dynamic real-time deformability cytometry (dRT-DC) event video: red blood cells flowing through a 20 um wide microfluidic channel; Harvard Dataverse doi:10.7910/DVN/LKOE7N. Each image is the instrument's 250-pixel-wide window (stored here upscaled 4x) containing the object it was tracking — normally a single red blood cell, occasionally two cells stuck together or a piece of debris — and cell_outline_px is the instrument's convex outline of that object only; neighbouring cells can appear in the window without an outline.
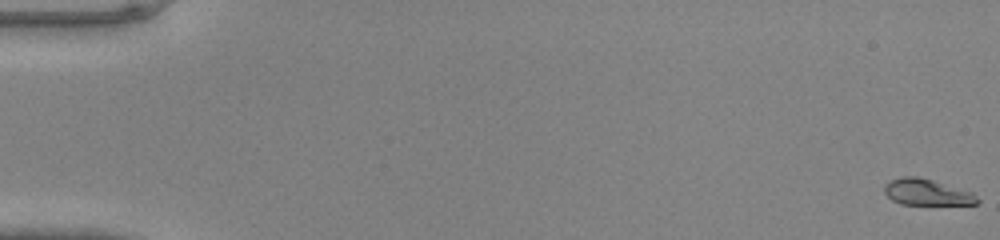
{"species": "common noctule bat (a hibernating species)", "species_latin": "Nyctalus noctula", "temperature_condition": "warm", "stored_images_in_passage": 49, "camera_frame_rate_fps": 3000, "um_per_image_px": 0.085, "animal": {"sex": "male", "body_mass_g": 20.0, "forearm_length_mm": 53.3}, "frame": {"image": 1, "passage_image": 1, "time_ms": 0.0, "image_size_px": [1000, 240], "cell_outline_px": [[980, 200], [976, 204], [900, 204], [892, 200], [884, 192], [884, 184], [888, 180], [900, 176], [916, 176], [932, 180], [972, 192]], "centroid_in_image_um": [78.73, 16.32], "position_along_channel_um": 6.3, "area_um2": 14.16}}
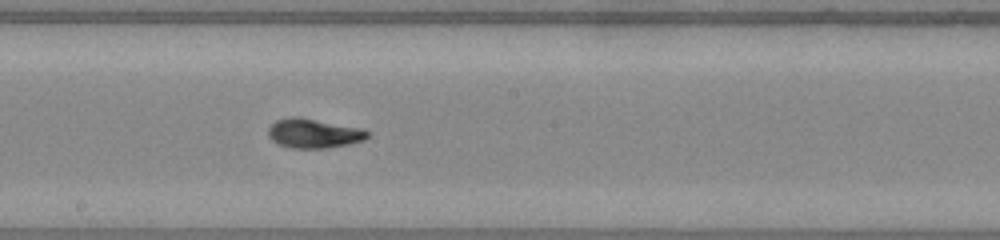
{"frame": {"image": 2, "passage_image": 28, "time_ms": 9.0, "image_size_px": [1000, 240], "cell_outline_px": [[368, 136], [364, 140], [348, 144], [324, 148], [292, 148], [280, 144], [272, 140], [268, 136], [268, 128], [276, 120], [292, 116], [300, 116], [364, 128], [368, 132]], "centroid_in_image_um": [26.67, 11.31], "position_along_channel_um": 221.5, "area_um2": 17.11}}
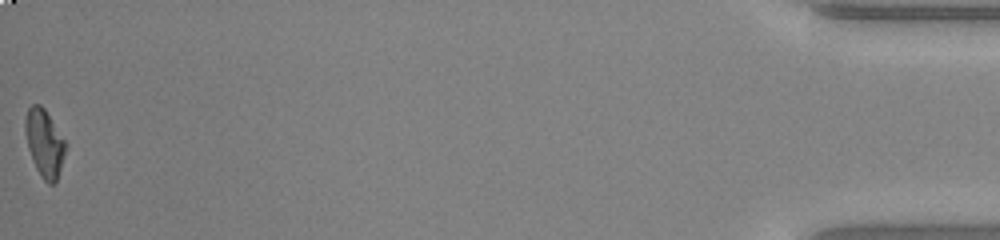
{"frame": {"image": 3, "passage_image": 49, "time_ms": 16.0, "image_size_px": [1000, 240], "cell_outline_px": [[68, 144], [56, 184], [48, 184], [40, 176], [32, 160], [28, 148], [24, 132], [24, 120], [28, 108], [32, 104], [40, 104], [44, 108]], "centroid_in_image_um": [3.78, 12.18], "position_along_channel_um": 431.4, "area_um2": 16.18}}